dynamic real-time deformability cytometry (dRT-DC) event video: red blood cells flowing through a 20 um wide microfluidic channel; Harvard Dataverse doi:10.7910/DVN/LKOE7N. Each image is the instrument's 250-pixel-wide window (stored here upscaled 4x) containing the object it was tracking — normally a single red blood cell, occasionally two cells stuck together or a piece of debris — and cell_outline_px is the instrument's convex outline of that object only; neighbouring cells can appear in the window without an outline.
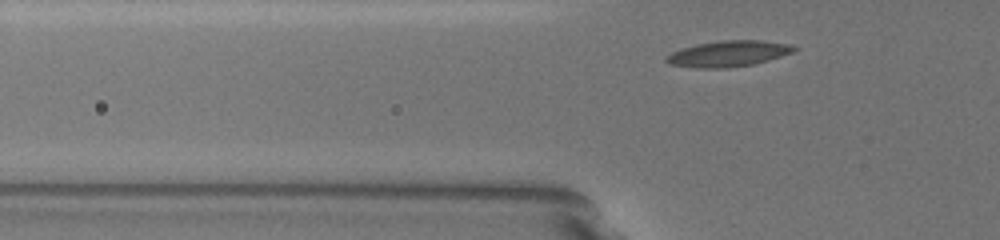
{"species": "common noctule bat (a hibernating species)", "species_latin": "Nyctalus noctula", "temperature_condition": "warm", "stored_images_in_passage": 2, "camera_frame_rate_fps": 3000, "um_per_image_px": 0.085, "animal": {"sex": "female", "body_mass_g": 19.5, "forearm_length_mm": 54.1}, "frame": {"image": 1, "passage_image": 2, "time_ms": 0.667, "image_size_px": [1000, 240], "cell_outline_px": [[800, 48], [792, 52], [768, 60], [752, 64], [724, 68], [700, 68], [672, 64], [664, 60], [664, 56], [672, 52], [696, 44], [720, 40], [760, 40], [788, 44]], "centroid_in_image_um": [61.9, 4.55], "position_along_channel_um": 63.9, "area_um2": 19.07}}